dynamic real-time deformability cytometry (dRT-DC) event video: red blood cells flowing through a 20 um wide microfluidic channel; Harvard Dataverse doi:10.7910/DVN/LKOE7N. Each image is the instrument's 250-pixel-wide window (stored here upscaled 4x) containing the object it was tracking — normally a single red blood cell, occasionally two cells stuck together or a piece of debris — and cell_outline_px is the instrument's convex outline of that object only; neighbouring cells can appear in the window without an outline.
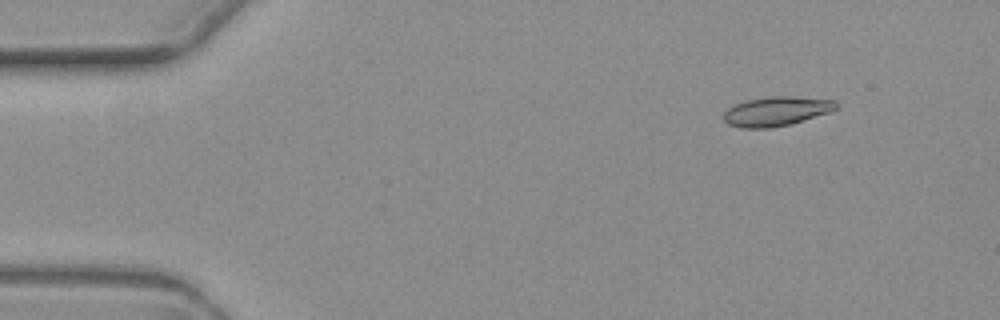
{"species": "common noctule bat (a hibernating species)", "species_latin": "Nyctalus noctula", "temperature_condition": "warm", "stored_images_in_passage": 6, "segment_of_instrument_passage": [1, 2], "camera_frame_rate_fps": 3000, "um_per_image_px": 0.085, "animal": {"sex": "female", "body_mass_g": 19.3, "forearm_length_mm": 54.1}, "frame": {"image": 1, "passage_image": 2, "time_ms": 1.333, "image_size_px": [1000, 320], "cell_outline_px": [[840, 104], [836, 108], [828, 112], [788, 124], [768, 128], [740, 128], [728, 124], [724, 120], [724, 112], [728, 108], [736, 104], [748, 100], [772, 96], [792, 96], [836, 100]], "centroid_in_image_um": [65.98, 9.45], "position_along_channel_um": 19.0, "area_um2": 18.96}}